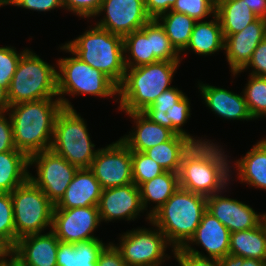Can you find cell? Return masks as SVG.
<instances>
[{"mask_svg": "<svg viewBox=\"0 0 266 266\" xmlns=\"http://www.w3.org/2000/svg\"><path fill=\"white\" fill-rule=\"evenodd\" d=\"M62 109L58 97L11 105L8 109L11 113L7 114L12 123L16 149L28 157L51 149L55 121Z\"/></svg>", "mask_w": 266, "mask_h": 266, "instance_id": "obj_1", "label": "cell"}, {"mask_svg": "<svg viewBox=\"0 0 266 266\" xmlns=\"http://www.w3.org/2000/svg\"><path fill=\"white\" fill-rule=\"evenodd\" d=\"M226 156L209 140L193 144L182 156L179 187L205 197L222 192L231 176Z\"/></svg>", "mask_w": 266, "mask_h": 266, "instance_id": "obj_2", "label": "cell"}, {"mask_svg": "<svg viewBox=\"0 0 266 266\" xmlns=\"http://www.w3.org/2000/svg\"><path fill=\"white\" fill-rule=\"evenodd\" d=\"M206 211L205 196L179 187L150 216V223L159 228L174 250L182 248L194 235Z\"/></svg>", "mask_w": 266, "mask_h": 266, "instance_id": "obj_3", "label": "cell"}, {"mask_svg": "<svg viewBox=\"0 0 266 266\" xmlns=\"http://www.w3.org/2000/svg\"><path fill=\"white\" fill-rule=\"evenodd\" d=\"M180 61H158L135 68H126L118 86L119 109L142 112L169 86ZM130 69V70H129Z\"/></svg>", "mask_w": 266, "mask_h": 266, "instance_id": "obj_4", "label": "cell"}, {"mask_svg": "<svg viewBox=\"0 0 266 266\" xmlns=\"http://www.w3.org/2000/svg\"><path fill=\"white\" fill-rule=\"evenodd\" d=\"M65 45L82 61L100 70L117 86L124 78L123 37L97 25Z\"/></svg>", "mask_w": 266, "mask_h": 266, "instance_id": "obj_5", "label": "cell"}, {"mask_svg": "<svg viewBox=\"0 0 266 266\" xmlns=\"http://www.w3.org/2000/svg\"><path fill=\"white\" fill-rule=\"evenodd\" d=\"M57 96V69L27 49L8 88L10 105Z\"/></svg>", "mask_w": 266, "mask_h": 266, "instance_id": "obj_6", "label": "cell"}, {"mask_svg": "<svg viewBox=\"0 0 266 266\" xmlns=\"http://www.w3.org/2000/svg\"><path fill=\"white\" fill-rule=\"evenodd\" d=\"M60 49L74 55L59 59L57 62L59 68L57 71V92L64 108H73L70 102L62 97L64 94H90L98 97L118 95V86L109 77L82 61L66 45Z\"/></svg>", "mask_w": 266, "mask_h": 266, "instance_id": "obj_7", "label": "cell"}, {"mask_svg": "<svg viewBox=\"0 0 266 266\" xmlns=\"http://www.w3.org/2000/svg\"><path fill=\"white\" fill-rule=\"evenodd\" d=\"M94 147L84 119L73 108L63 107L55 121L51 150L81 169L90 168L98 151Z\"/></svg>", "mask_w": 266, "mask_h": 266, "instance_id": "obj_8", "label": "cell"}, {"mask_svg": "<svg viewBox=\"0 0 266 266\" xmlns=\"http://www.w3.org/2000/svg\"><path fill=\"white\" fill-rule=\"evenodd\" d=\"M15 225V245L21 237L52 227L54 204L30 179L11 193Z\"/></svg>", "mask_w": 266, "mask_h": 266, "instance_id": "obj_9", "label": "cell"}, {"mask_svg": "<svg viewBox=\"0 0 266 266\" xmlns=\"http://www.w3.org/2000/svg\"><path fill=\"white\" fill-rule=\"evenodd\" d=\"M36 164L37 176L29 179L56 205L65 194L78 168L51 149L29 157V165Z\"/></svg>", "mask_w": 266, "mask_h": 266, "instance_id": "obj_10", "label": "cell"}, {"mask_svg": "<svg viewBox=\"0 0 266 266\" xmlns=\"http://www.w3.org/2000/svg\"><path fill=\"white\" fill-rule=\"evenodd\" d=\"M158 230V227L156 231L139 228L121 236L119 246L115 247L127 266H158L165 261L163 258L167 257L165 251L170 243Z\"/></svg>", "mask_w": 266, "mask_h": 266, "instance_id": "obj_11", "label": "cell"}, {"mask_svg": "<svg viewBox=\"0 0 266 266\" xmlns=\"http://www.w3.org/2000/svg\"><path fill=\"white\" fill-rule=\"evenodd\" d=\"M89 169L102 189L133 183L131 150L120 139L98 149Z\"/></svg>", "mask_w": 266, "mask_h": 266, "instance_id": "obj_12", "label": "cell"}, {"mask_svg": "<svg viewBox=\"0 0 266 266\" xmlns=\"http://www.w3.org/2000/svg\"><path fill=\"white\" fill-rule=\"evenodd\" d=\"M142 113L151 121L167 127L175 134L189 138L194 144L207 142L196 140L182 129L190 116V102L178 88L171 87L162 92Z\"/></svg>", "mask_w": 266, "mask_h": 266, "instance_id": "obj_13", "label": "cell"}, {"mask_svg": "<svg viewBox=\"0 0 266 266\" xmlns=\"http://www.w3.org/2000/svg\"><path fill=\"white\" fill-rule=\"evenodd\" d=\"M100 222L98 206L54 209L51 230L59 241L74 244L96 239L92 233Z\"/></svg>", "mask_w": 266, "mask_h": 266, "instance_id": "obj_14", "label": "cell"}, {"mask_svg": "<svg viewBox=\"0 0 266 266\" xmlns=\"http://www.w3.org/2000/svg\"><path fill=\"white\" fill-rule=\"evenodd\" d=\"M102 12L106 15L96 25L123 38L151 20L145 0H103L97 15Z\"/></svg>", "mask_w": 266, "mask_h": 266, "instance_id": "obj_15", "label": "cell"}, {"mask_svg": "<svg viewBox=\"0 0 266 266\" xmlns=\"http://www.w3.org/2000/svg\"><path fill=\"white\" fill-rule=\"evenodd\" d=\"M101 221L133 220L144 210L140 190L134 183L102 189L98 203Z\"/></svg>", "mask_w": 266, "mask_h": 266, "instance_id": "obj_16", "label": "cell"}, {"mask_svg": "<svg viewBox=\"0 0 266 266\" xmlns=\"http://www.w3.org/2000/svg\"><path fill=\"white\" fill-rule=\"evenodd\" d=\"M219 193L206 197L207 211L231 233L255 228L266 219V214H257L249 205L220 196Z\"/></svg>", "mask_w": 266, "mask_h": 266, "instance_id": "obj_17", "label": "cell"}, {"mask_svg": "<svg viewBox=\"0 0 266 266\" xmlns=\"http://www.w3.org/2000/svg\"><path fill=\"white\" fill-rule=\"evenodd\" d=\"M266 37V19L258 18L242 31L225 37L224 50L232 74L250 61L258 44Z\"/></svg>", "mask_w": 266, "mask_h": 266, "instance_id": "obj_18", "label": "cell"}, {"mask_svg": "<svg viewBox=\"0 0 266 266\" xmlns=\"http://www.w3.org/2000/svg\"><path fill=\"white\" fill-rule=\"evenodd\" d=\"M59 239L50 230L47 234H30L17 240L11 250L28 266H57Z\"/></svg>", "mask_w": 266, "mask_h": 266, "instance_id": "obj_19", "label": "cell"}, {"mask_svg": "<svg viewBox=\"0 0 266 266\" xmlns=\"http://www.w3.org/2000/svg\"><path fill=\"white\" fill-rule=\"evenodd\" d=\"M231 232L216 217L206 211L189 242L200 244L208 252V258L227 261Z\"/></svg>", "mask_w": 266, "mask_h": 266, "instance_id": "obj_20", "label": "cell"}, {"mask_svg": "<svg viewBox=\"0 0 266 266\" xmlns=\"http://www.w3.org/2000/svg\"><path fill=\"white\" fill-rule=\"evenodd\" d=\"M102 187L89 168L78 169L54 209L98 206Z\"/></svg>", "mask_w": 266, "mask_h": 266, "instance_id": "obj_21", "label": "cell"}, {"mask_svg": "<svg viewBox=\"0 0 266 266\" xmlns=\"http://www.w3.org/2000/svg\"><path fill=\"white\" fill-rule=\"evenodd\" d=\"M206 105L215 114L230 120H252L244 94L238 95L227 89L199 84Z\"/></svg>", "mask_w": 266, "mask_h": 266, "instance_id": "obj_22", "label": "cell"}, {"mask_svg": "<svg viewBox=\"0 0 266 266\" xmlns=\"http://www.w3.org/2000/svg\"><path fill=\"white\" fill-rule=\"evenodd\" d=\"M127 114L134 119V123L136 122V130L134 128V132L123 136L120 140L131 151L145 152L157 144L170 140L175 135L172 130L151 121L142 112Z\"/></svg>", "mask_w": 266, "mask_h": 266, "instance_id": "obj_23", "label": "cell"}, {"mask_svg": "<svg viewBox=\"0 0 266 266\" xmlns=\"http://www.w3.org/2000/svg\"><path fill=\"white\" fill-rule=\"evenodd\" d=\"M229 258L266 261V219L255 228L230 234Z\"/></svg>", "mask_w": 266, "mask_h": 266, "instance_id": "obj_24", "label": "cell"}, {"mask_svg": "<svg viewBox=\"0 0 266 266\" xmlns=\"http://www.w3.org/2000/svg\"><path fill=\"white\" fill-rule=\"evenodd\" d=\"M214 20L196 21L190 41L184 50H193L198 55H211L224 50L225 38L218 16L212 14Z\"/></svg>", "mask_w": 266, "mask_h": 266, "instance_id": "obj_25", "label": "cell"}, {"mask_svg": "<svg viewBox=\"0 0 266 266\" xmlns=\"http://www.w3.org/2000/svg\"><path fill=\"white\" fill-rule=\"evenodd\" d=\"M123 41L125 68H135L154 63L152 19L141 29L135 30L134 32L126 35L123 38ZM127 52L128 54H131L128 58L126 55Z\"/></svg>", "mask_w": 266, "mask_h": 266, "instance_id": "obj_26", "label": "cell"}, {"mask_svg": "<svg viewBox=\"0 0 266 266\" xmlns=\"http://www.w3.org/2000/svg\"><path fill=\"white\" fill-rule=\"evenodd\" d=\"M105 246L98 238L74 244L59 241L57 266H96L98 256Z\"/></svg>", "mask_w": 266, "mask_h": 266, "instance_id": "obj_27", "label": "cell"}, {"mask_svg": "<svg viewBox=\"0 0 266 266\" xmlns=\"http://www.w3.org/2000/svg\"><path fill=\"white\" fill-rule=\"evenodd\" d=\"M29 157L18 149L0 153V193H11L29 179Z\"/></svg>", "mask_w": 266, "mask_h": 266, "instance_id": "obj_28", "label": "cell"}, {"mask_svg": "<svg viewBox=\"0 0 266 266\" xmlns=\"http://www.w3.org/2000/svg\"><path fill=\"white\" fill-rule=\"evenodd\" d=\"M241 182L266 190V138L257 142L247 154L236 160Z\"/></svg>", "mask_w": 266, "mask_h": 266, "instance_id": "obj_29", "label": "cell"}, {"mask_svg": "<svg viewBox=\"0 0 266 266\" xmlns=\"http://www.w3.org/2000/svg\"><path fill=\"white\" fill-rule=\"evenodd\" d=\"M179 188L178 173L165 171L139 186L142 206L145 209L148 201L157 203L148 213L147 219L158 210Z\"/></svg>", "mask_w": 266, "mask_h": 266, "instance_id": "obj_30", "label": "cell"}, {"mask_svg": "<svg viewBox=\"0 0 266 266\" xmlns=\"http://www.w3.org/2000/svg\"><path fill=\"white\" fill-rule=\"evenodd\" d=\"M216 15L220 20L224 38L242 31L259 18L244 0L220 2L216 6Z\"/></svg>", "mask_w": 266, "mask_h": 266, "instance_id": "obj_31", "label": "cell"}, {"mask_svg": "<svg viewBox=\"0 0 266 266\" xmlns=\"http://www.w3.org/2000/svg\"><path fill=\"white\" fill-rule=\"evenodd\" d=\"M193 144L189 138L175 134L170 140L157 144L144 153L161 165L165 171L178 173L182 156Z\"/></svg>", "mask_w": 266, "mask_h": 266, "instance_id": "obj_32", "label": "cell"}, {"mask_svg": "<svg viewBox=\"0 0 266 266\" xmlns=\"http://www.w3.org/2000/svg\"><path fill=\"white\" fill-rule=\"evenodd\" d=\"M156 20L161 21L160 25L175 49L179 53L183 52L190 41L196 21L184 13L172 10L159 15Z\"/></svg>", "mask_w": 266, "mask_h": 266, "instance_id": "obj_33", "label": "cell"}, {"mask_svg": "<svg viewBox=\"0 0 266 266\" xmlns=\"http://www.w3.org/2000/svg\"><path fill=\"white\" fill-rule=\"evenodd\" d=\"M243 90L245 101L253 119L266 116V77L249 75Z\"/></svg>", "mask_w": 266, "mask_h": 266, "instance_id": "obj_34", "label": "cell"}, {"mask_svg": "<svg viewBox=\"0 0 266 266\" xmlns=\"http://www.w3.org/2000/svg\"><path fill=\"white\" fill-rule=\"evenodd\" d=\"M131 159L133 183L137 187L165 172L161 165L144 152L131 151Z\"/></svg>", "mask_w": 266, "mask_h": 266, "instance_id": "obj_35", "label": "cell"}, {"mask_svg": "<svg viewBox=\"0 0 266 266\" xmlns=\"http://www.w3.org/2000/svg\"><path fill=\"white\" fill-rule=\"evenodd\" d=\"M0 243L8 251L15 246V225L10 193H0Z\"/></svg>", "mask_w": 266, "mask_h": 266, "instance_id": "obj_36", "label": "cell"}, {"mask_svg": "<svg viewBox=\"0 0 266 266\" xmlns=\"http://www.w3.org/2000/svg\"><path fill=\"white\" fill-rule=\"evenodd\" d=\"M152 45L154 63L158 61H180V53L171 44L164 28L156 19H152Z\"/></svg>", "mask_w": 266, "mask_h": 266, "instance_id": "obj_37", "label": "cell"}, {"mask_svg": "<svg viewBox=\"0 0 266 266\" xmlns=\"http://www.w3.org/2000/svg\"><path fill=\"white\" fill-rule=\"evenodd\" d=\"M171 10L201 21L212 13L216 14V5L214 0H176Z\"/></svg>", "mask_w": 266, "mask_h": 266, "instance_id": "obj_38", "label": "cell"}, {"mask_svg": "<svg viewBox=\"0 0 266 266\" xmlns=\"http://www.w3.org/2000/svg\"><path fill=\"white\" fill-rule=\"evenodd\" d=\"M172 251L181 266H225L224 261L208 258L189 244H185L182 248H177Z\"/></svg>", "mask_w": 266, "mask_h": 266, "instance_id": "obj_39", "label": "cell"}, {"mask_svg": "<svg viewBox=\"0 0 266 266\" xmlns=\"http://www.w3.org/2000/svg\"><path fill=\"white\" fill-rule=\"evenodd\" d=\"M26 50L19 54L13 47H0V85L9 88L17 64Z\"/></svg>", "mask_w": 266, "mask_h": 266, "instance_id": "obj_40", "label": "cell"}, {"mask_svg": "<svg viewBox=\"0 0 266 266\" xmlns=\"http://www.w3.org/2000/svg\"><path fill=\"white\" fill-rule=\"evenodd\" d=\"M103 0H62L65 9L81 16L89 18L97 16Z\"/></svg>", "mask_w": 266, "mask_h": 266, "instance_id": "obj_41", "label": "cell"}, {"mask_svg": "<svg viewBox=\"0 0 266 266\" xmlns=\"http://www.w3.org/2000/svg\"><path fill=\"white\" fill-rule=\"evenodd\" d=\"M249 66L253 68L250 75L266 77V37L258 44L247 65L241 71L233 73V75H237Z\"/></svg>", "mask_w": 266, "mask_h": 266, "instance_id": "obj_42", "label": "cell"}, {"mask_svg": "<svg viewBox=\"0 0 266 266\" xmlns=\"http://www.w3.org/2000/svg\"><path fill=\"white\" fill-rule=\"evenodd\" d=\"M11 4L34 11H50L62 7V0H4V5Z\"/></svg>", "mask_w": 266, "mask_h": 266, "instance_id": "obj_43", "label": "cell"}, {"mask_svg": "<svg viewBox=\"0 0 266 266\" xmlns=\"http://www.w3.org/2000/svg\"><path fill=\"white\" fill-rule=\"evenodd\" d=\"M96 266H127L114 244L106 245L100 252Z\"/></svg>", "mask_w": 266, "mask_h": 266, "instance_id": "obj_44", "label": "cell"}, {"mask_svg": "<svg viewBox=\"0 0 266 266\" xmlns=\"http://www.w3.org/2000/svg\"><path fill=\"white\" fill-rule=\"evenodd\" d=\"M7 112H0V153L16 149L13 142L12 123L4 116Z\"/></svg>", "mask_w": 266, "mask_h": 266, "instance_id": "obj_45", "label": "cell"}, {"mask_svg": "<svg viewBox=\"0 0 266 266\" xmlns=\"http://www.w3.org/2000/svg\"><path fill=\"white\" fill-rule=\"evenodd\" d=\"M176 0H145V8L151 19L171 10Z\"/></svg>", "mask_w": 266, "mask_h": 266, "instance_id": "obj_46", "label": "cell"}, {"mask_svg": "<svg viewBox=\"0 0 266 266\" xmlns=\"http://www.w3.org/2000/svg\"><path fill=\"white\" fill-rule=\"evenodd\" d=\"M225 266H266V261L249 258H229Z\"/></svg>", "mask_w": 266, "mask_h": 266, "instance_id": "obj_47", "label": "cell"}, {"mask_svg": "<svg viewBox=\"0 0 266 266\" xmlns=\"http://www.w3.org/2000/svg\"><path fill=\"white\" fill-rule=\"evenodd\" d=\"M252 12L259 18L266 19V0H244Z\"/></svg>", "mask_w": 266, "mask_h": 266, "instance_id": "obj_48", "label": "cell"}, {"mask_svg": "<svg viewBox=\"0 0 266 266\" xmlns=\"http://www.w3.org/2000/svg\"><path fill=\"white\" fill-rule=\"evenodd\" d=\"M10 106L8 89L0 85V112H8Z\"/></svg>", "mask_w": 266, "mask_h": 266, "instance_id": "obj_49", "label": "cell"}, {"mask_svg": "<svg viewBox=\"0 0 266 266\" xmlns=\"http://www.w3.org/2000/svg\"><path fill=\"white\" fill-rule=\"evenodd\" d=\"M9 256L12 257L10 260L7 259V266H28L12 251H9Z\"/></svg>", "mask_w": 266, "mask_h": 266, "instance_id": "obj_50", "label": "cell"}, {"mask_svg": "<svg viewBox=\"0 0 266 266\" xmlns=\"http://www.w3.org/2000/svg\"><path fill=\"white\" fill-rule=\"evenodd\" d=\"M9 257V251H7L1 258H0V266H7V259L6 257Z\"/></svg>", "mask_w": 266, "mask_h": 266, "instance_id": "obj_51", "label": "cell"}, {"mask_svg": "<svg viewBox=\"0 0 266 266\" xmlns=\"http://www.w3.org/2000/svg\"><path fill=\"white\" fill-rule=\"evenodd\" d=\"M8 250L0 243V258L7 252Z\"/></svg>", "mask_w": 266, "mask_h": 266, "instance_id": "obj_52", "label": "cell"}, {"mask_svg": "<svg viewBox=\"0 0 266 266\" xmlns=\"http://www.w3.org/2000/svg\"><path fill=\"white\" fill-rule=\"evenodd\" d=\"M215 5L217 6L220 2L230 1V0H214Z\"/></svg>", "mask_w": 266, "mask_h": 266, "instance_id": "obj_53", "label": "cell"}, {"mask_svg": "<svg viewBox=\"0 0 266 266\" xmlns=\"http://www.w3.org/2000/svg\"><path fill=\"white\" fill-rule=\"evenodd\" d=\"M3 6L4 5V0H0V6Z\"/></svg>", "mask_w": 266, "mask_h": 266, "instance_id": "obj_54", "label": "cell"}]
</instances>
